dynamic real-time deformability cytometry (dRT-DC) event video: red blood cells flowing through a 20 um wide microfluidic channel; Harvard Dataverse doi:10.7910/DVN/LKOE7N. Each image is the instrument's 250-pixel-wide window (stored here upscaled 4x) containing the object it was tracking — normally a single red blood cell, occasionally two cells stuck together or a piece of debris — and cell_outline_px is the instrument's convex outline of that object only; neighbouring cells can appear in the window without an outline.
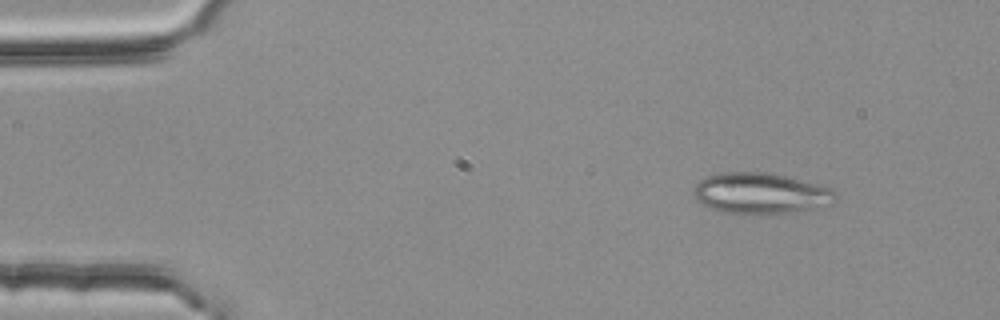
{"species": "common noctule bat (a hibernating species)", "species_latin": "Nyctalus noctula", "temperature_condition": "room temperature", "stored_images_in_passage": 49, "camera_frame_rate_fps": 3000, "um_per_image_px": 0.085, "animal": {"sex": "female", "body_mass_g": 25.1}, "frame": {"image": 1, "passage_image": 2, "time_ms": 0.333, "image_size_px": [1000, 320], "cell_outline_px": [[836, 200], [832, 204], [792, 212], [724, 212], [708, 208], [696, 200], [692, 192], [696, 184], [700, 180], [708, 176], [720, 172], [764, 172], [784, 176], [816, 184], [828, 188], [836, 192]], "centroid_in_image_um": [64.6, 16.41], "position_along_channel_um": 20.4, "area_um2": 33.12}}
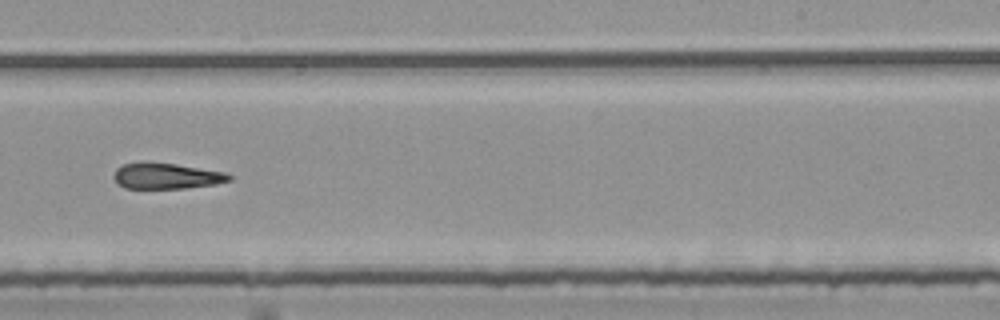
{"frame": {"image": 2, "passage_image": 29, "time_ms": 9.333, "image_size_px": [1000, 320], "cell_outline_px": [[232, 180], [212, 184], [184, 188], [124, 188], [112, 176], [116, 168], [120, 164], [140, 160], [148, 160], [176, 164], [224, 172], [232, 176]], "centroid_in_image_um": [14.06, 14.92], "position_along_channel_um": 274.9, "area_um2": 17.69}}
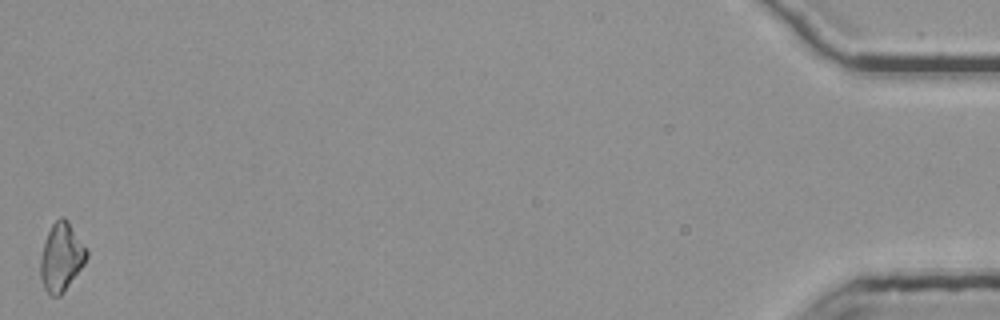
{"frame": {"image": 3, "passage_image": 49, "time_ms": 16.0, "image_size_px": [1000, 320], "cell_outline_px": [[88, 256], [84, 264], [64, 292], [60, 296], [52, 296], [44, 288], [40, 276], [40, 260], [44, 240], [52, 224], [60, 216], [64, 216], [68, 220], [88, 252]], "centroid_in_image_um": [5.2, 21.85], "position_along_channel_um": 430.0, "area_um2": 18.32}, "authors_computed_cell_mechanics": {"area_um2": 18.2648, "velocity_mm_per_s": 3.8208, "shape_relaxation_time_tau1_ms": null, "shape_relaxation_time_tau2_ms": 4.3433, "deformation_change_tau1": null, "deformation_change_tau2": 0.1602}}